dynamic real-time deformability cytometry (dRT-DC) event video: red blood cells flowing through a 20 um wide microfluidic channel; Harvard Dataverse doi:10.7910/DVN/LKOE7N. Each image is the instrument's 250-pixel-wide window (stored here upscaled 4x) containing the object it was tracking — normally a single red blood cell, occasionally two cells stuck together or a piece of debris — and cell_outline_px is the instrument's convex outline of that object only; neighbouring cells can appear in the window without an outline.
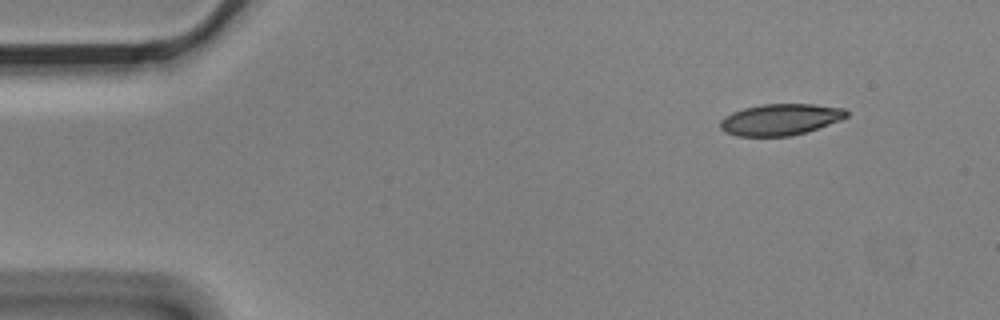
{"species": "Egyptian fruit bat (a non-hibernating species)", "species_latin": "Rousettus aegyptiacus", "temperature_condition": "cold", "stored_images_in_passage": 5, "segment_of_instrument_passage": [1, 2], "camera_frame_rate_fps": 3000, "um_per_image_px": 0.085, "animal": {"sex": "male"}, "frame": {"image": 1, "passage_image": 1, "time_ms": 0.0, "image_size_px": [1000, 320], "cell_outline_px": [[848, 116], [840, 120], [804, 132], [788, 136], [736, 136], [724, 132], [720, 128], [720, 120], [724, 116], [732, 112], [744, 108], [764, 104], [812, 104], [844, 108], [848, 112]], "centroid_in_image_um": [66.29, 10.15], "position_along_channel_um": 18.7, "area_um2": 22.95}}